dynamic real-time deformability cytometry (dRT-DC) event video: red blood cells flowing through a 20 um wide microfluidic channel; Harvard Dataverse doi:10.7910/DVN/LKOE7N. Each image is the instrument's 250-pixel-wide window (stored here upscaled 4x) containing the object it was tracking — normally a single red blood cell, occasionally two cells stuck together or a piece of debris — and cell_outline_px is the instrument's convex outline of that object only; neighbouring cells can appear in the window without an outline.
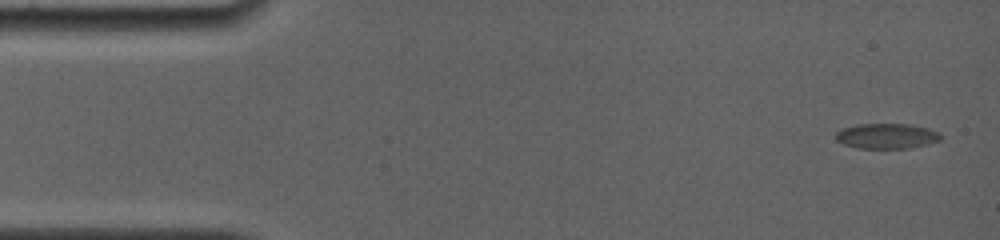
{"species": "common noctule bat (a hibernating species)", "species_latin": "Nyctalus noctula", "temperature_condition": "room temperature", "stored_images_in_passage": 33, "camera_frame_rate_fps": 4000, "um_per_image_px": 0.085, "animal": {"sex": "female", "body_mass_g": 19.0, "forearm_length_mm": 56.7}, "frame": {"image": 1, "passage_image": 1, "time_ms": 0.0, "image_size_px": [1000, 240], "cell_outline_px": [[940, 140], [928, 144], [912, 148], [856, 148], [844, 144], [836, 140], [836, 132], [844, 128], [860, 124], [908, 124], [928, 128], [940, 132]], "centroid_in_image_um": [75.39, 11.57], "position_along_channel_um": 9.6, "area_um2": 15.37}}
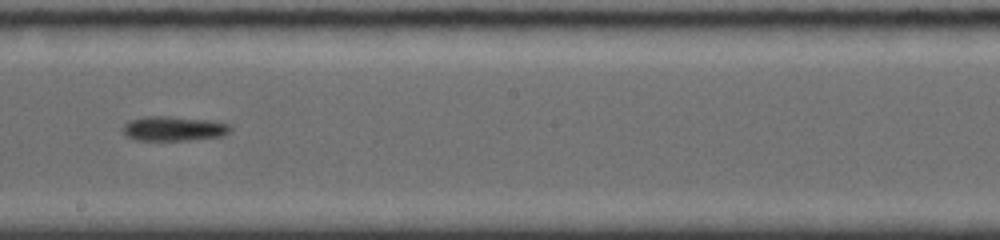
{"frame": {"image": 2, "passage_image": 19, "time_ms": 9.0, "image_size_px": [1000, 240], "cell_outline_px": [[232, 128], [224, 136], [188, 140], [136, 140], [128, 136], [120, 128], [128, 120], [144, 116], [168, 116], [208, 120], [228, 124]], "centroid_in_image_um": [14.72, 10.92], "position_along_channel_um": 233.5, "area_um2": 15.43}}
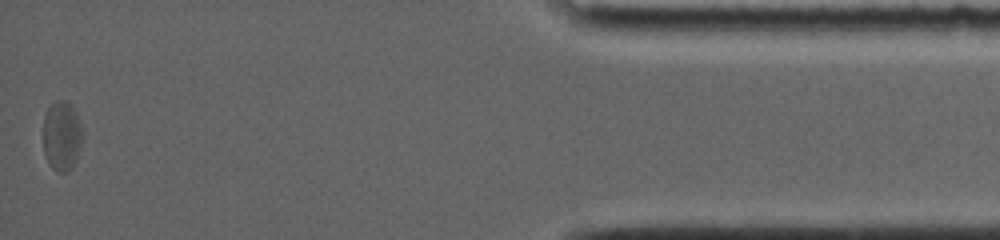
{"frame": {"image": 3, "passage_image": 33, "time_ms": 16.0, "image_size_px": [1000, 240], "cell_outline_px": [[84, 136], [80, 148], [72, 168], [64, 172], [56, 172], [52, 168], [44, 152], [44, 116], [48, 108], [56, 100], [68, 100], [72, 104], [84, 132]], "centroid_in_image_um": [5.28, 11.52], "position_along_channel_um": 429.9, "area_um2": 16.07}, "authors_computed_cell_mechanics": {"area_um2": 15.2592, "velocity_mm_per_s": 3.7437, "shape_relaxation_time_tau1_ms": null, "shape_relaxation_time_tau2_ms": 2.1436, "deformation_change_tau1": null, "deformation_change_tau2": 0.0886}}